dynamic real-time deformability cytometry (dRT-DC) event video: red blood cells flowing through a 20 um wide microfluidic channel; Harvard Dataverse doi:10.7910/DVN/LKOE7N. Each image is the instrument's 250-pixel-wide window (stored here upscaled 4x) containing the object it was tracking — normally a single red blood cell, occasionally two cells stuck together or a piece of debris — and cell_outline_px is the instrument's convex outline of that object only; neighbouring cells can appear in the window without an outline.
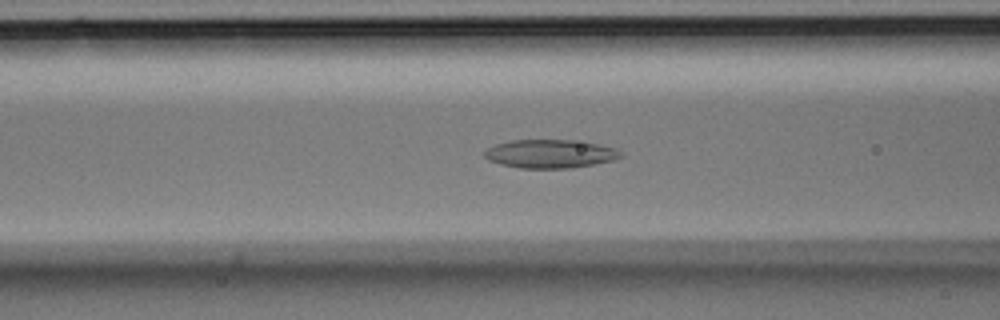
{"species": "Egyptian fruit bat (a non-hibernating species)", "species_latin": "Rousettus aegyptiacus", "temperature_condition": "room temperature", "stored_images_in_passage": 47, "camera_frame_rate_fps": 3000, "um_per_image_px": 0.085, "animal": {"sex": "male"}, "frame": {"image": 1, "passage_image": 18, "time_ms": 5.667, "image_size_px": [1000, 320], "cell_outline_px": [[624, 156], [616, 160], [572, 168], [520, 168], [500, 164], [488, 160], [484, 156], [484, 152], [488, 148], [496, 144], [512, 140], [572, 140], [596, 144], [616, 148]], "centroid_in_image_um": [46.77, 13.08], "position_along_channel_um": 119.8, "area_um2": 22.6}}
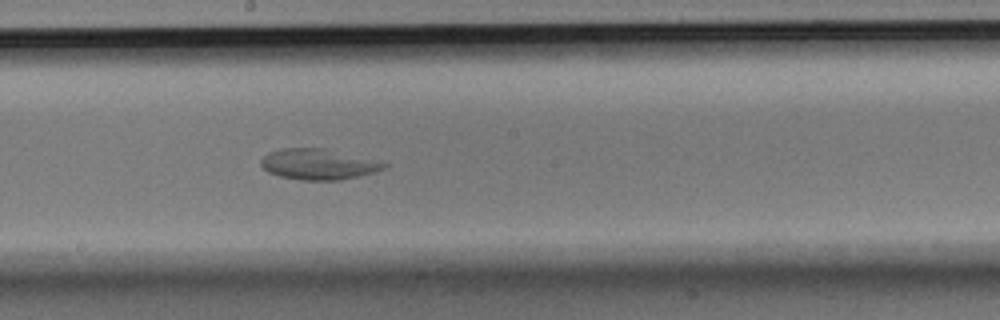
{"frame": {"image": 2, "passage_image": 25, "time_ms": 8.0, "image_size_px": [1000, 320], "cell_outline_px": [[392, 164], [384, 168], [372, 172], [340, 180], [300, 180], [280, 176], [268, 172], [260, 164], [260, 160], [268, 152], [280, 148], [324, 148]], "centroid_in_image_um": [27.02, 13.95], "position_along_channel_um": 221.2, "area_um2": 21.85}}
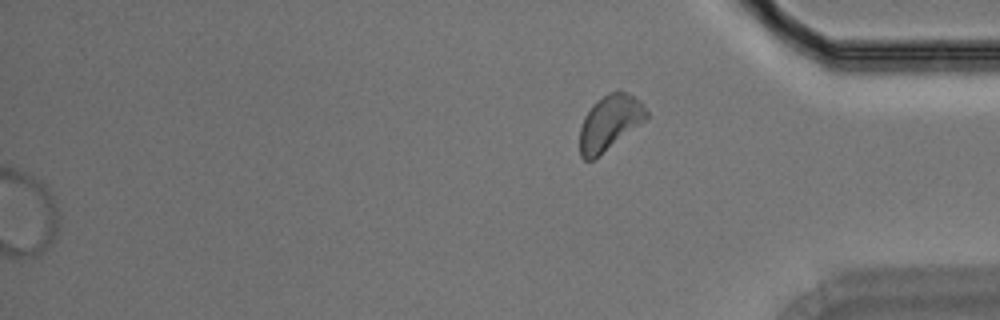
{"frame": {"image": 3, "passage_image": 47, "time_ms": 15.333, "image_size_px": [1000, 320], "cell_outline_px": [[648, 116], [644, 120], [592, 160], [584, 160], [580, 156], [580, 128], [584, 116], [592, 104], [596, 100], [608, 92], [628, 92], [640, 100], [644, 104], [648, 112]], "centroid_in_image_um": [51.8, 10.38], "position_along_channel_um": 383.4, "area_um2": 20.98}}